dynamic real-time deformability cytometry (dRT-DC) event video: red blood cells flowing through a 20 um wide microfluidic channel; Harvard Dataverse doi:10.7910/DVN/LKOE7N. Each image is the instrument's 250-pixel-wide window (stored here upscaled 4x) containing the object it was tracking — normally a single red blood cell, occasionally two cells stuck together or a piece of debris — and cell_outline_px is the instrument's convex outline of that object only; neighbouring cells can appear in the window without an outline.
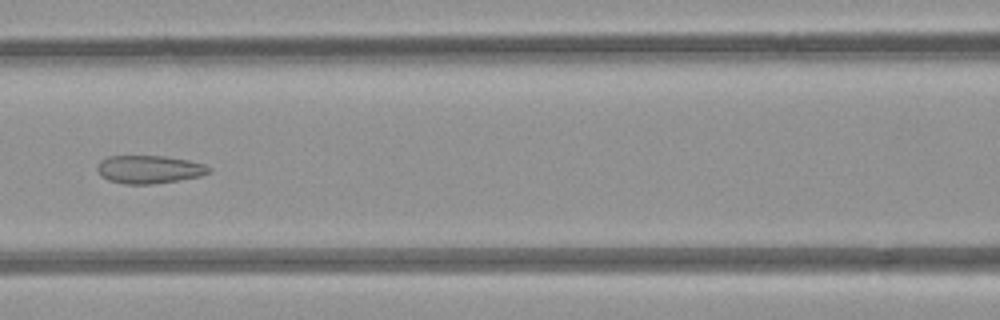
{"species": "common noctule bat (a hibernating species)", "species_latin": "Nyctalus noctula", "temperature_condition": "room temperature", "stored_images_in_passage": 7, "camera_frame_rate_fps": 3000, "um_per_image_px": 0.085, "animal": {"sex": "female", "body_mass_g": 21.9}, "frame": {"image": 1, "passage_image": 6, "time_ms": 5.667, "image_size_px": [1000, 320], "cell_outline_px": [[212, 172], [200, 176], [152, 184], [124, 184], [108, 180], [100, 176], [96, 168], [100, 160], [108, 156], [164, 156], [188, 160], [204, 164], [212, 168]], "centroid_in_image_um": [12.66, 14.39], "position_along_channel_um": 153.9, "area_um2": 18.32}}
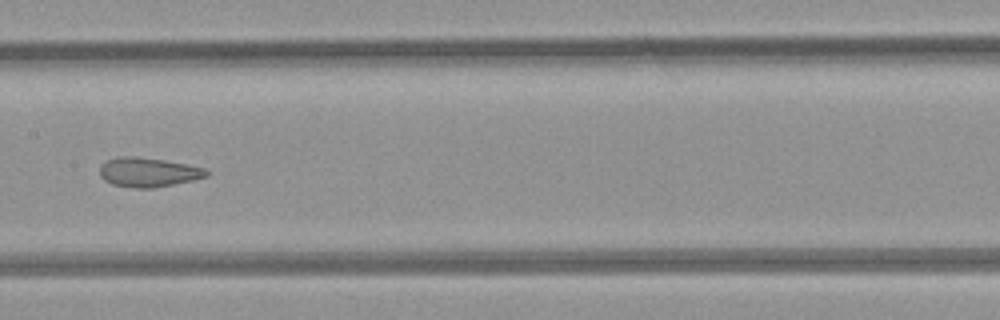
{"frame": {"image": 2, "passage_image": 7, "time_ms": 6.667, "image_size_px": [1000, 320], "cell_outline_px": [[208, 176], [192, 180], [152, 188], [136, 188], [112, 184], [104, 180], [100, 176], [100, 164], [108, 160], [120, 156], [136, 156], [164, 160], [204, 168], [208, 172]], "centroid_in_image_um": [12.56, 14.63], "position_along_channel_um": 194.8, "area_um2": 18.03}}